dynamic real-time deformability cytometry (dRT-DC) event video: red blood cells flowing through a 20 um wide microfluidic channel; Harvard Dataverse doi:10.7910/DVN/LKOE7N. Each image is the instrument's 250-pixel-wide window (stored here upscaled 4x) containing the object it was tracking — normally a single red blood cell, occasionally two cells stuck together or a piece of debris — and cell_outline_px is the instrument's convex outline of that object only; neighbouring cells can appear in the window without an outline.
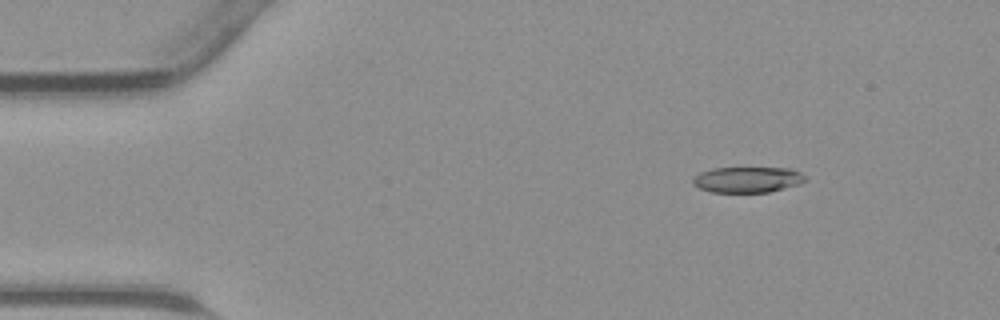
{"species": "common noctule bat (a hibernating species)", "species_latin": "Nyctalus noctula", "temperature_condition": "warm", "stored_images_in_passage": 40, "camera_frame_rate_fps": 3000, "um_per_image_px": 0.085, "animal": {"sex": "male", "body_mass_g": 23.1, "forearm_length_mm": 52.7}, "frame": {"image": 1, "passage_image": 1, "time_ms": 0.0, "image_size_px": [1000, 320], "cell_outline_px": [[808, 180], [800, 184], [768, 192], [712, 192], [700, 188], [692, 184], [692, 180], [700, 172], [712, 168], [792, 168], [800, 172]], "centroid_in_image_um": [63.56, 15.26], "position_along_channel_um": 21.4, "area_um2": 16.88}}
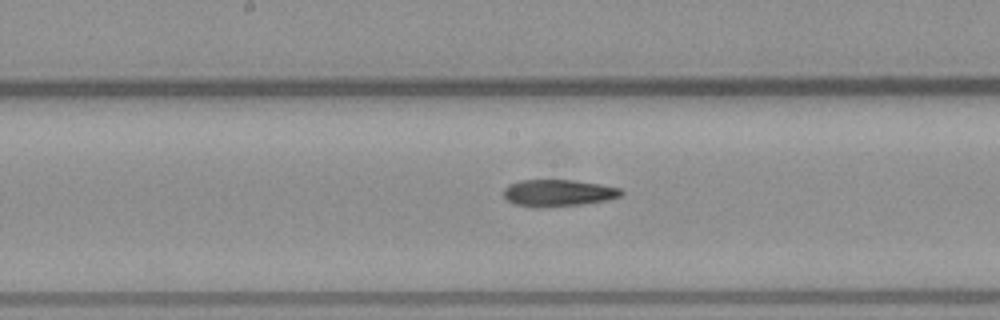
{"frame": {"image": 2, "passage_image": 18, "time_ms": 5.667, "image_size_px": [1000, 320], "cell_outline_px": [[624, 192], [620, 196], [608, 200], [580, 204], [544, 208], [532, 208], [512, 204], [504, 200], [504, 188], [508, 184], [520, 180], [576, 180], [600, 184], [620, 188]], "centroid_in_image_um": [47.38, 16.41], "position_along_channel_um": 200.8, "area_um2": 18.79}}
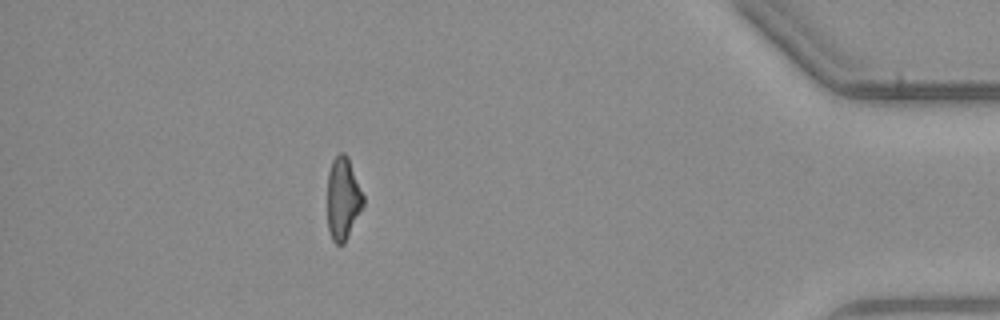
{"frame": {"image": 3, "passage_image": 35, "time_ms": 11.333, "image_size_px": [1000, 320], "cell_outline_px": [[364, 204], [344, 244], [336, 244], [332, 240], [328, 232], [328, 172], [332, 160], [340, 152], [344, 152], [348, 156], [364, 196]], "centroid_in_image_um": [29.15, 16.87], "position_along_channel_um": 406.1, "area_um2": 17.28}}